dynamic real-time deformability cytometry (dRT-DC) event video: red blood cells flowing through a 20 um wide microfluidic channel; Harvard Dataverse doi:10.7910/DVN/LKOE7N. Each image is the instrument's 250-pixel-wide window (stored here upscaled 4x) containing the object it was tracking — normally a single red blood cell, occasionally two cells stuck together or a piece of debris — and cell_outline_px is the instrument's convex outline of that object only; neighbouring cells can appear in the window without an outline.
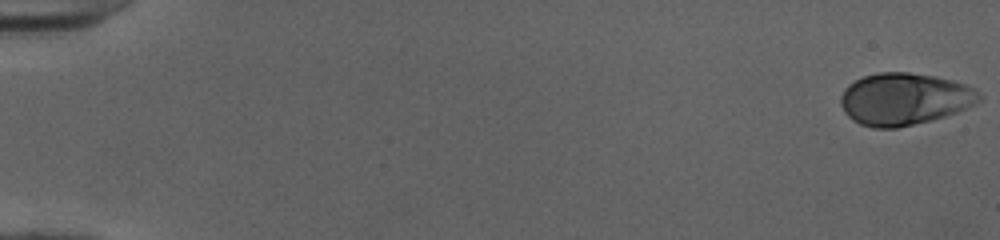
{"species": "human", "species_latin": "Homo sapiens", "temperature_condition": "cold", "stored_images_in_passage": 52, "camera_frame_rate_fps": 3000, "um_per_image_px": 0.085, "donor": {"sex": "female"}, "frame": {"image": 1, "passage_image": 1, "time_ms": 0.0, "image_size_px": [1000, 240], "cell_outline_px": [[984, 96], [980, 100], [956, 112], [932, 120], [896, 128], [872, 128], [860, 124], [852, 120], [844, 112], [840, 104], [840, 96], [844, 88], [848, 84], [864, 76], [880, 72], [908, 72], [936, 76], [952, 80], [964, 84], [972, 88]], "centroid_in_image_um": [76.83, 8.41], "position_along_channel_um": 8.2, "area_um2": 42.02}}
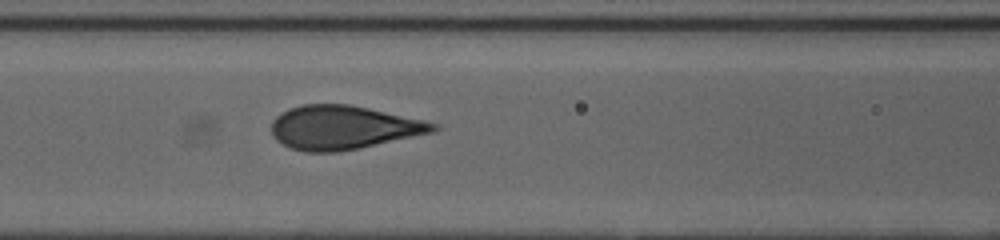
{"frame": {"image": 2, "passage_image": 24, "time_ms": 7.667, "image_size_px": [1000, 240], "cell_outline_px": [[440, 128], [432, 132], [360, 148], [336, 152], [304, 152], [292, 148], [276, 140], [272, 136], [272, 120], [276, 116], [288, 108], [304, 104], [348, 104], [368, 108], [424, 120], [440, 124]], "centroid_in_image_um": [29.16, 10.83], "position_along_channel_um": 137.4, "area_um2": 41.15}}
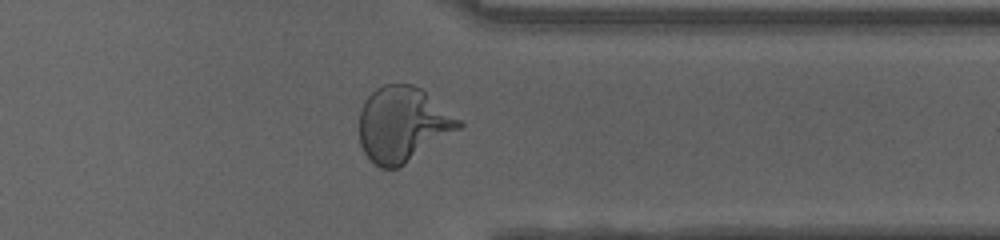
{"frame": {"image": 3, "passage_image": 42, "time_ms": 13.667, "image_size_px": [1000, 240], "cell_outline_px": [[464, 124], [460, 128], [404, 164], [396, 168], [380, 168], [364, 152], [360, 144], [360, 112], [364, 100], [376, 88], [384, 84], [412, 84], [420, 88], [460, 120]], "centroid_in_image_um": [34.2, 10.55], "position_along_channel_um": 377.2, "area_um2": 42.77}, "authors_computed_cell_mechanics": {"area_um2": 41.2981, "velocity_mm_per_s": 4.0283, "shape_relaxation_time_tau1_ms": 5.1243, "shape_relaxation_time_tau2_ms": null, "deformation_change_tau1": 0.2258, "deformation_change_tau2": null}}